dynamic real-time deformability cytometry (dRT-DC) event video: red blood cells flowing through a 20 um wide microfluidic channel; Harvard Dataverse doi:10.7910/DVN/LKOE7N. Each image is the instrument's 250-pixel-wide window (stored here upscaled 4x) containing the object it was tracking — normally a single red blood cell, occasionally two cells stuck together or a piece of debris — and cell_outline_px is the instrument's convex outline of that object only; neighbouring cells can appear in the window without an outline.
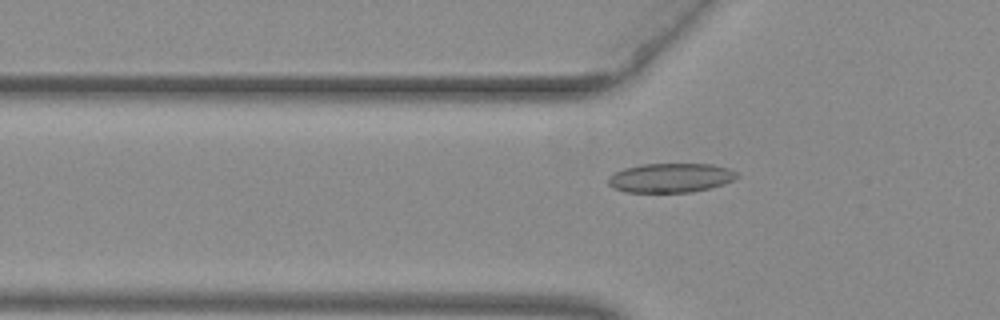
{"species": "common noctule bat (a hibernating species)", "species_latin": "Nyctalus noctula", "temperature_condition": "warm", "stored_images_in_passage": 54, "camera_frame_rate_fps": 3000, "um_per_image_px": 0.085, "animal": {"sex": "female", "body_mass_g": 29.2, "forearm_length_mm": 56.3}, "frame": {"image": 1, "passage_image": 19, "time_ms": 6.0, "image_size_px": [1000, 320], "cell_outline_px": [[740, 176], [724, 184], [692, 192], [624, 192], [612, 188], [608, 184], [608, 176], [624, 168], [640, 164], [712, 164], [728, 168], [736, 172]], "centroid_in_image_um": [56.97, 15.11], "position_along_channel_um": 68.8, "area_um2": 22.02}}
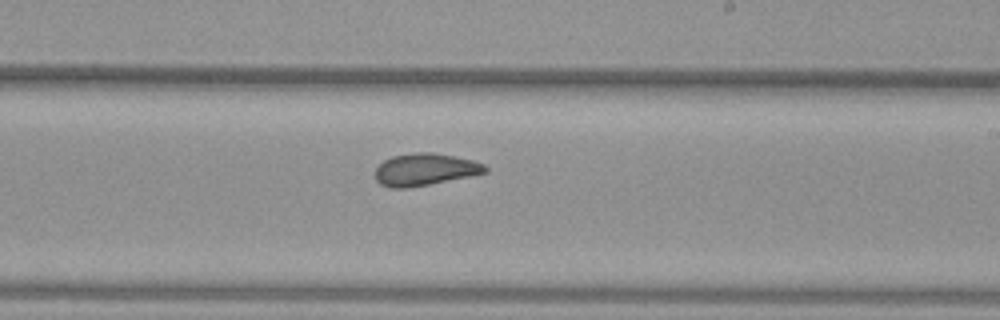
{"frame": {"image": 2, "passage_image": 33, "time_ms": 10.667, "image_size_px": [1000, 320], "cell_outline_px": [[488, 172], [408, 188], [388, 188], [380, 184], [376, 180], [376, 168], [384, 160], [392, 156], [416, 152], [432, 152], [456, 156], [476, 160], [484, 164], [488, 168]], "centroid_in_image_um": [36.13, 14.39], "position_along_channel_um": 252.9, "area_um2": 20.63}}
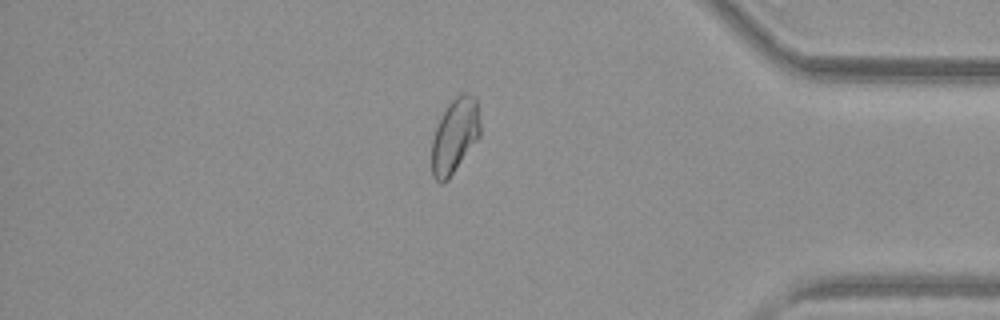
{"frame": {"image": 3, "passage_image": 46, "time_ms": 15.0, "image_size_px": [1000, 320], "cell_outline_px": [[480, 136], [448, 180], [440, 184], [432, 176], [432, 140], [436, 128], [448, 104], [460, 92], [468, 92], [476, 96], [480, 120]], "centroid_in_image_um": [38.67, 11.52], "position_along_channel_um": 396.5, "area_um2": 21.15}, "authors_computed_cell_mechanics": {"area_um2": 21.6461, "velocity_mm_per_s": 3.9527, "shape_relaxation_time_tau1_ms": null, "shape_relaxation_time_tau2_ms": 1.6657, "deformation_change_tau1": null, "deformation_change_tau2": 0.0579}}